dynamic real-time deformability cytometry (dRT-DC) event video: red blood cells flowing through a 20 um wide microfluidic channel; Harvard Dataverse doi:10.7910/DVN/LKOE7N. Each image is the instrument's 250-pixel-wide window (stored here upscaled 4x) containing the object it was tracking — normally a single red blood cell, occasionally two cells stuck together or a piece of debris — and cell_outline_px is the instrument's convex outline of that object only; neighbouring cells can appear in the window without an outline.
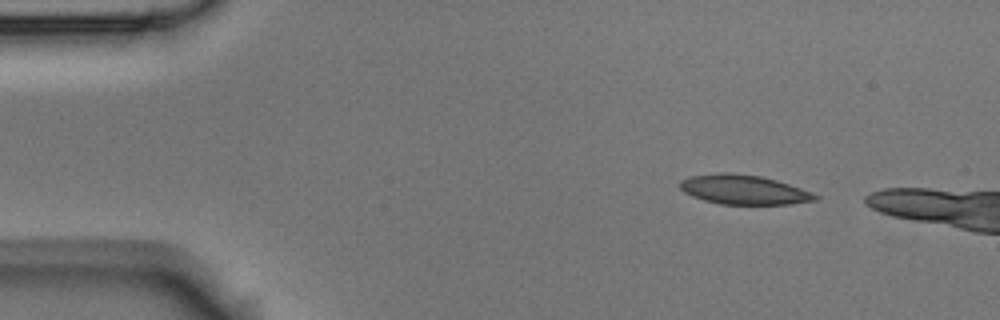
{"species": "Egyptian fruit bat (a non-hibernating species)", "species_latin": "Rousettus aegyptiacus", "temperature_condition": "room temperature", "stored_images_in_passage": 3, "camera_frame_rate_fps": 3000, "um_per_image_px": 0.085, "animal": {"sex": "male"}, "frame": {"image": 1, "passage_image": 1, "time_ms": 0.0, "image_size_px": [1000, 320], "cell_outline_px": [[820, 196], [816, 200], [788, 204], [720, 204], [704, 200], [692, 196], [684, 192], [680, 188], [680, 180], [692, 176], [720, 172], [728, 172], [760, 176], [776, 180], [812, 192]], "centroid_in_image_um": [63.21, 16.12], "position_along_channel_um": 21.8, "area_um2": 23.06}}